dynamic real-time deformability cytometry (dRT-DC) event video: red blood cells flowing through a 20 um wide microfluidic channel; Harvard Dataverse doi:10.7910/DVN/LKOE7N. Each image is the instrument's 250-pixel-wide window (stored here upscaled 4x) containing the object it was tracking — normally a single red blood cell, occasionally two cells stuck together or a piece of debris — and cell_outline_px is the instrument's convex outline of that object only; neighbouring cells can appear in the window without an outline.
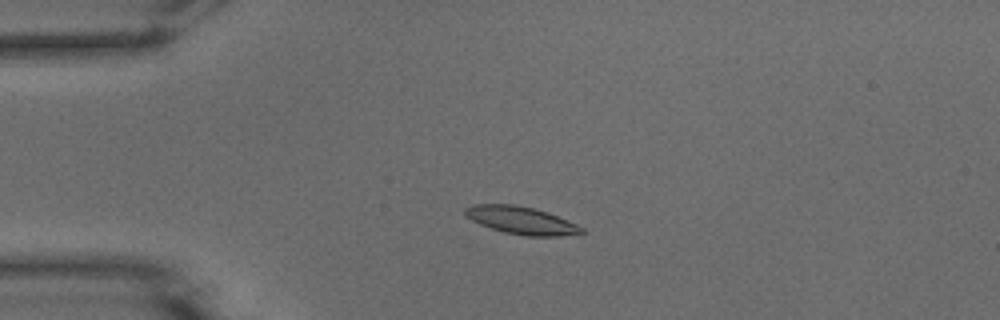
{"species": "common noctule bat (a hibernating species)", "species_latin": "Nyctalus noctula", "temperature_condition": "warm", "stored_images_in_passage": 51, "camera_frame_rate_fps": 3000, "um_per_image_px": 0.085, "animal": {"sex": "male", "body_mass_g": 15.6}, "frame": {"image": 1, "passage_image": 11, "time_ms": 3.333, "image_size_px": [1000, 320], "cell_outline_px": [[584, 232], [560, 236], [528, 236], [504, 232], [480, 224], [464, 216], [464, 208], [472, 204], [512, 204], [532, 208], [548, 212], [576, 224], [584, 228]], "centroid_in_image_um": [44.27, 18.72], "position_along_channel_um": 40.7, "area_um2": 18.61}}
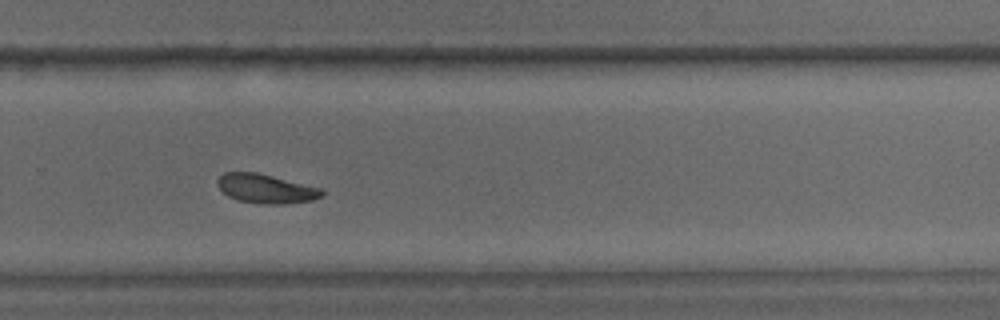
{"frame": {"image": 2, "passage_image": 34, "time_ms": 11.0, "image_size_px": [1000, 320], "cell_outline_px": [[324, 196], [312, 200], [284, 204], [260, 204], [240, 200], [228, 196], [216, 184], [216, 180], [224, 172], [256, 172], [320, 188], [324, 192]], "centroid_in_image_um": [22.59, 16.04], "position_along_channel_um": 307.2, "area_um2": 17.57}}
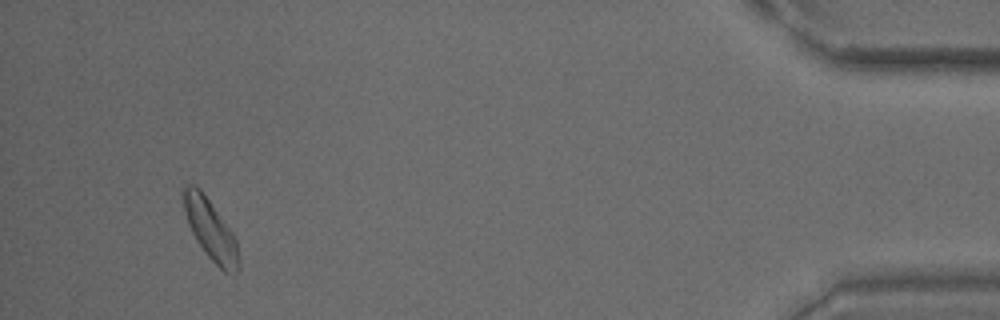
{"frame": {"image": 3, "passage_image": 48, "time_ms": 15.667, "image_size_px": [1000, 320], "cell_outline_px": [[240, 268], [232, 276], [224, 272], [208, 256], [196, 240], [188, 224], [184, 212], [180, 192], [180, 188], [184, 184], [196, 184], [200, 188], [232, 232], [236, 240], [240, 260]], "centroid_in_image_um": [17.86, 19.49], "position_along_channel_um": 417.3, "area_um2": 19.83}, "authors_computed_cell_mechanics": {"area_um2": 18.1492, "velocity_mm_per_s": 3.8506, "shape_relaxation_time_tau1_ms": 3.9201, "shape_relaxation_time_tau2_ms": null, "deformation_change_tau1": 0.1135, "deformation_change_tau2": null}}